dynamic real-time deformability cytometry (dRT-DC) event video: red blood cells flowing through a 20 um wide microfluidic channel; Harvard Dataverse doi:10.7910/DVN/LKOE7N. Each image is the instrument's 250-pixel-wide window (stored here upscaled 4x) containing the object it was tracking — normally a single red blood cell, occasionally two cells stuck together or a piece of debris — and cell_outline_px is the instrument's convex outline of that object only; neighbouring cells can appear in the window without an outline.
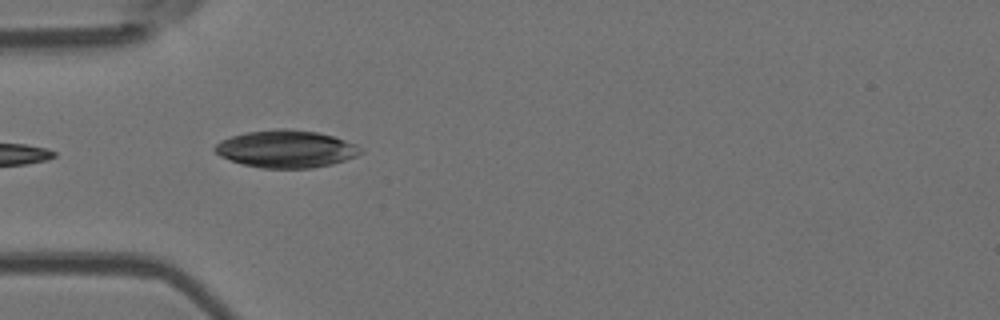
{"species": "Egyptian fruit bat (a non-hibernating species)", "species_latin": "Rousettus aegyptiacus", "temperature_condition": "room temperature", "stored_images_in_passage": 4, "camera_frame_rate_fps": 3000, "um_per_image_px": 0.085, "animal": {"sex": "female"}, "frame": {"image": 1, "passage_image": 3, "time_ms": 2.333, "image_size_px": [1000, 320], "cell_outline_px": [[364, 152], [356, 156], [332, 164], [312, 168], [264, 168], [244, 164], [220, 156], [212, 148], [220, 140], [244, 132], [280, 128], [284, 128], [316, 132], [332, 136], [356, 144]], "centroid_in_image_um": [24.31, 12.65], "position_along_channel_um": 60.7, "area_um2": 31.62}}
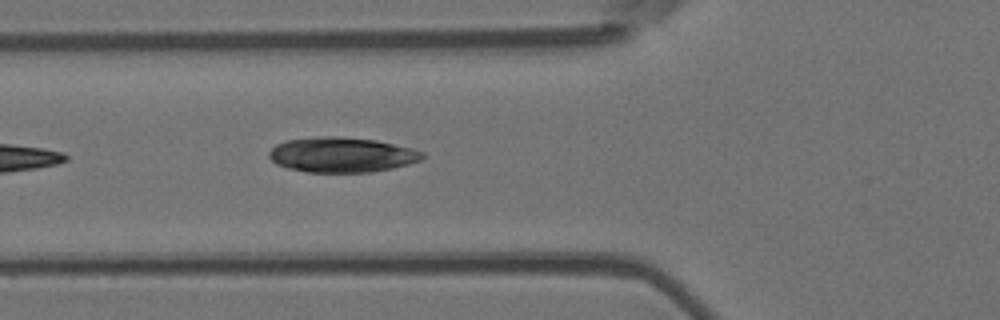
{"frame": {"image": 2, "passage_image": 4, "time_ms": 3.333, "image_size_px": [1000, 320], "cell_outline_px": [[424, 156], [420, 160], [408, 164], [392, 168], [372, 172], [308, 172], [288, 168], [276, 164], [268, 156], [268, 152], [276, 144], [288, 140], [320, 136], [336, 136], [376, 140], [412, 148], [424, 152]], "centroid_in_image_um": [29.04, 13.15], "position_along_channel_um": 96.8, "area_um2": 31.27}}